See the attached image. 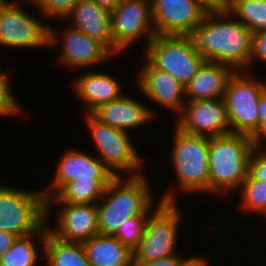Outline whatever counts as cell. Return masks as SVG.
<instances>
[{
  "label": "cell",
  "instance_id": "cell-1",
  "mask_svg": "<svg viewBox=\"0 0 266 266\" xmlns=\"http://www.w3.org/2000/svg\"><path fill=\"white\" fill-rule=\"evenodd\" d=\"M232 17L228 9L209 10L201 24L186 36L195 53L205 60L227 64L236 71H242L250 64L253 34Z\"/></svg>",
  "mask_w": 266,
  "mask_h": 266
},
{
  "label": "cell",
  "instance_id": "cell-2",
  "mask_svg": "<svg viewBox=\"0 0 266 266\" xmlns=\"http://www.w3.org/2000/svg\"><path fill=\"white\" fill-rule=\"evenodd\" d=\"M116 176L104 189L97 204L98 229L101 235L113 236L125 219L149 216L153 193L144 175Z\"/></svg>",
  "mask_w": 266,
  "mask_h": 266
},
{
  "label": "cell",
  "instance_id": "cell-3",
  "mask_svg": "<svg viewBox=\"0 0 266 266\" xmlns=\"http://www.w3.org/2000/svg\"><path fill=\"white\" fill-rule=\"evenodd\" d=\"M252 137L229 133L209 137V192H230L242 187L248 176Z\"/></svg>",
  "mask_w": 266,
  "mask_h": 266
},
{
  "label": "cell",
  "instance_id": "cell-4",
  "mask_svg": "<svg viewBox=\"0 0 266 266\" xmlns=\"http://www.w3.org/2000/svg\"><path fill=\"white\" fill-rule=\"evenodd\" d=\"M164 194L148 216L144 235L133 251V261L149 262L178 255L175 246L180 212L173 190Z\"/></svg>",
  "mask_w": 266,
  "mask_h": 266
},
{
  "label": "cell",
  "instance_id": "cell-5",
  "mask_svg": "<svg viewBox=\"0 0 266 266\" xmlns=\"http://www.w3.org/2000/svg\"><path fill=\"white\" fill-rule=\"evenodd\" d=\"M172 162L181 191H209V137L174 127Z\"/></svg>",
  "mask_w": 266,
  "mask_h": 266
},
{
  "label": "cell",
  "instance_id": "cell-6",
  "mask_svg": "<svg viewBox=\"0 0 266 266\" xmlns=\"http://www.w3.org/2000/svg\"><path fill=\"white\" fill-rule=\"evenodd\" d=\"M43 190L24 191L0 184V230L17 237L37 233L48 222Z\"/></svg>",
  "mask_w": 266,
  "mask_h": 266
},
{
  "label": "cell",
  "instance_id": "cell-7",
  "mask_svg": "<svg viewBox=\"0 0 266 266\" xmlns=\"http://www.w3.org/2000/svg\"><path fill=\"white\" fill-rule=\"evenodd\" d=\"M154 68L168 72L186 86L205 60L196 54L186 35H155L144 51Z\"/></svg>",
  "mask_w": 266,
  "mask_h": 266
},
{
  "label": "cell",
  "instance_id": "cell-8",
  "mask_svg": "<svg viewBox=\"0 0 266 266\" xmlns=\"http://www.w3.org/2000/svg\"><path fill=\"white\" fill-rule=\"evenodd\" d=\"M239 72L235 71L229 79L223 98L231 133L253 137L259 128L258 104L266 91V82L246 78Z\"/></svg>",
  "mask_w": 266,
  "mask_h": 266
},
{
  "label": "cell",
  "instance_id": "cell-9",
  "mask_svg": "<svg viewBox=\"0 0 266 266\" xmlns=\"http://www.w3.org/2000/svg\"><path fill=\"white\" fill-rule=\"evenodd\" d=\"M86 123L97 147L98 158L115 176H123L117 171L132 172L130 176L142 175V159L130 140L128 132L101 123L92 114L86 113ZM117 170V171H116ZM140 172V173H139Z\"/></svg>",
  "mask_w": 266,
  "mask_h": 266
},
{
  "label": "cell",
  "instance_id": "cell-10",
  "mask_svg": "<svg viewBox=\"0 0 266 266\" xmlns=\"http://www.w3.org/2000/svg\"><path fill=\"white\" fill-rule=\"evenodd\" d=\"M10 1L0 10V45L34 48L58 44L55 29L23 11Z\"/></svg>",
  "mask_w": 266,
  "mask_h": 266
},
{
  "label": "cell",
  "instance_id": "cell-11",
  "mask_svg": "<svg viewBox=\"0 0 266 266\" xmlns=\"http://www.w3.org/2000/svg\"><path fill=\"white\" fill-rule=\"evenodd\" d=\"M150 22H153L151 1L122 0L111 12L113 55L125 50L144 33L147 46L156 35Z\"/></svg>",
  "mask_w": 266,
  "mask_h": 266
},
{
  "label": "cell",
  "instance_id": "cell-12",
  "mask_svg": "<svg viewBox=\"0 0 266 266\" xmlns=\"http://www.w3.org/2000/svg\"><path fill=\"white\" fill-rule=\"evenodd\" d=\"M208 11L198 0H151L156 35H187L201 24Z\"/></svg>",
  "mask_w": 266,
  "mask_h": 266
},
{
  "label": "cell",
  "instance_id": "cell-13",
  "mask_svg": "<svg viewBox=\"0 0 266 266\" xmlns=\"http://www.w3.org/2000/svg\"><path fill=\"white\" fill-rule=\"evenodd\" d=\"M175 124L184 132L207 137L231 133L224 98L185 103Z\"/></svg>",
  "mask_w": 266,
  "mask_h": 266
},
{
  "label": "cell",
  "instance_id": "cell-14",
  "mask_svg": "<svg viewBox=\"0 0 266 266\" xmlns=\"http://www.w3.org/2000/svg\"><path fill=\"white\" fill-rule=\"evenodd\" d=\"M116 176L98 158L86 152L67 151L60 159L55 177L48 190H43L46 201L55 196L67 183L71 181H112Z\"/></svg>",
  "mask_w": 266,
  "mask_h": 266
},
{
  "label": "cell",
  "instance_id": "cell-15",
  "mask_svg": "<svg viewBox=\"0 0 266 266\" xmlns=\"http://www.w3.org/2000/svg\"><path fill=\"white\" fill-rule=\"evenodd\" d=\"M60 203L63 207L57 214V229L48 227L55 237L83 243L99 234L97 204Z\"/></svg>",
  "mask_w": 266,
  "mask_h": 266
},
{
  "label": "cell",
  "instance_id": "cell-16",
  "mask_svg": "<svg viewBox=\"0 0 266 266\" xmlns=\"http://www.w3.org/2000/svg\"><path fill=\"white\" fill-rule=\"evenodd\" d=\"M143 68L138 72L139 89L154 103L166 109L177 111L179 115L185 105V86L173 78L168 72L154 68L146 59ZM184 95V96H183Z\"/></svg>",
  "mask_w": 266,
  "mask_h": 266
},
{
  "label": "cell",
  "instance_id": "cell-17",
  "mask_svg": "<svg viewBox=\"0 0 266 266\" xmlns=\"http://www.w3.org/2000/svg\"><path fill=\"white\" fill-rule=\"evenodd\" d=\"M101 123L128 132L146 124L154 116L152 109L123 94L119 99L100 105L91 113Z\"/></svg>",
  "mask_w": 266,
  "mask_h": 266
},
{
  "label": "cell",
  "instance_id": "cell-18",
  "mask_svg": "<svg viewBox=\"0 0 266 266\" xmlns=\"http://www.w3.org/2000/svg\"><path fill=\"white\" fill-rule=\"evenodd\" d=\"M59 61L69 67H86L100 63L112 56V52L97 39L71 27L64 31Z\"/></svg>",
  "mask_w": 266,
  "mask_h": 266
},
{
  "label": "cell",
  "instance_id": "cell-19",
  "mask_svg": "<svg viewBox=\"0 0 266 266\" xmlns=\"http://www.w3.org/2000/svg\"><path fill=\"white\" fill-rule=\"evenodd\" d=\"M236 70L230 65L204 60L185 86L186 102L223 98L229 79Z\"/></svg>",
  "mask_w": 266,
  "mask_h": 266
},
{
  "label": "cell",
  "instance_id": "cell-20",
  "mask_svg": "<svg viewBox=\"0 0 266 266\" xmlns=\"http://www.w3.org/2000/svg\"><path fill=\"white\" fill-rule=\"evenodd\" d=\"M66 18L74 21L71 27L97 39L113 53L111 13L108 10L93 0H79Z\"/></svg>",
  "mask_w": 266,
  "mask_h": 266
},
{
  "label": "cell",
  "instance_id": "cell-21",
  "mask_svg": "<svg viewBox=\"0 0 266 266\" xmlns=\"http://www.w3.org/2000/svg\"><path fill=\"white\" fill-rule=\"evenodd\" d=\"M121 88L119 80L112 75L92 71L78 77L73 84L77 97L87 105V114L102 104L119 99L124 94Z\"/></svg>",
  "mask_w": 266,
  "mask_h": 266
},
{
  "label": "cell",
  "instance_id": "cell-22",
  "mask_svg": "<svg viewBox=\"0 0 266 266\" xmlns=\"http://www.w3.org/2000/svg\"><path fill=\"white\" fill-rule=\"evenodd\" d=\"M82 245L90 266H132L133 251L115 236L97 234Z\"/></svg>",
  "mask_w": 266,
  "mask_h": 266
},
{
  "label": "cell",
  "instance_id": "cell-23",
  "mask_svg": "<svg viewBox=\"0 0 266 266\" xmlns=\"http://www.w3.org/2000/svg\"><path fill=\"white\" fill-rule=\"evenodd\" d=\"M47 266H90L82 243L55 237L46 226V236L38 238Z\"/></svg>",
  "mask_w": 266,
  "mask_h": 266
},
{
  "label": "cell",
  "instance_id": "cell-24",
  "mask_svg": "<svg viewBox=\"0 0 266 266\" xmlns=\"http://www.w3.org/2000/svg\"><path fill=\"white\" fill-rule=\"evenodd\" d=\"M111 181H79L67 183L55 196L46 201V217L53 201L59 203L97 204Z\"/></svg>",
  "mask_w": 266,
  "mask_h": 266
},
{
  "label": "cell",
  "instance_id": "cell-25",
  "mask_svg": "<svg viewBox=\"0 0 266 266\" xmlns=\"http://www.w3.org/2000/svg\"><path fill=\"white\" fill-rule=\"evenodd\" d=\"M45 224L37 233L17 237L13 245L3 254L0 266H34L38 259V249L34 244L37 236H46Z\"/></svg>",
  "mask_w": 266,
  "mask_h": 266
},
{
  "label": "cell",
  "instance_id": "cell-26",
  "mask_svg": "<svg viewBox=\"0 0 266 266\" xmlns=\"http://www.w3.org/2000/svg\"><path fill=\"white\" fill-rule=\"evenodd\" d=\"M228 10L252 34L266 32V0H238Z\"/></svg>",
  "mask_w": 266,
  "mask_h": 266
},
{
  "label": "cell",
  "instance_id": "cell-27",
  "mask_svg": "<svg viewBox=\"0 0 266 266\" xmlns=\"http://www.w3.org/2000/svg\"><path fill=\"white\" fill-rule=\"evenodd\" d=\"M241 191L240 205L243 209L263 216L266 215V182L252 179L249 175L243 182Z\"/></svg>",
  "mask_w": 266,
  "mask_h": 266
},
{
  "label": "cell",
  "instance_id": "cell-28",
  "mask_svg": "<svg viewBox=\"0 0 266 266\" xmlns=\"http://www.w3.org/2000/svg\"><path fill=\"white\" fill-rule=\"evenodd\" d=\"M147 221L148 216H134L125 219L113 236L134 251L144 235Z\"/></svg>",
  "mask_w": 266,
  "mask_h": 266
},
{
  "label": "cell",
  "instance_id": "cell-29",
  "mask_svg": "<svg viewBox=\"0 0 266 266\" xmlns=\"http://www.w3.org/2000/svg\"><path fill=\"white\" fill-rule=\"evenodd\" d=\"M37 6L40 15L65 20L66 16L73 9L79 0H29Z\"/></svg>",
  "mask_w": 266,
  "mask_h": 266
},
{
  "label": "cell",
  "instance_id": "cell-30",
  "mask_svg": "<svg viewBox=\"0 0 266 266\" xmlns=\"http://www.w3.org/2000/svg\"><path fill=\"white\" fill-rule=\"evenodd\" d=\"M8 77L0 70V116H12L19 112V104L8 84ZM13 95V96H12Z\"/></svg>",
  "mask_w": 266,
  "mask_h": 266
},
{
  "label": "cell",
  "instance_id": "cell-31",
  "mask_svg": "<svg viewBox=\"0 0 266 266\" xmlns=\"http://www.w3.org/2000/svg\"><path fill=\"white\" fill-rule=\"evenodd\" d=\"M266 148V147H265ZM248 175L252 179L266 182V149L254 147L249 158Z\"/></svg>",
  "mask_w": 266,
  "mask_h": 266
},
{
  "label": "cell",
  "instance_id": "cell-32",
  "mask_svg": "<svg viewBox=\"0 0 266 266\" xmlns=\"http://www.w3.org/2000/svg\"><path fill=\"white\" fill-rule=\"evenodd\" d=\"M259 128L257 133L252 137L255 147L263 146L262 141L266 139V91L260 96L258 104ZM263 139V140H262Z\"/></svg>",
  "mask_w": 266,
  "mask_h": 266
},
{
  "label": "cell",
  "instance_id": "cell-33",
  "mask_svg": "<svg viewBox=\"0 0 266 266\" xmlns=\"http://www.w3.org/2000/svg\"><path fill=\"white\" fill-rule=\"evenodd\" d=\"M254 58L266 63V32L254 33L252 36L250 65Z\"/></svg>",
  "mask_w": 266,
  "mask_h": 266
},
{
  "label": "cell",
  "instance_id": "cell-34",
  "mask_svg": "<svg viewBox=\"0 0 266 266\" xmlns=\"http://www.w3.org/2000/svg\"><path fill=\"white\" fill-rule=\"evenodd\" d=\"M183 258V256L173 255L149 262L132 261V266H181L187 260Z\"/></svg>",
  "mask_w": 266,
  "mask_h": 266
},
{
  "label": "cell",
  "instance_id": "cell-35",
  "mask_svg": "<svg viewBox=\"0 0 266 266\" xmlns=\"http://www.w3.org/2000/svg\"><path fill=\"white\" fill-rule=\"evenodd\" d=\"M17 236L12 233L0 230V259L3 254L13 245Z\"/></svg>",
  "mask_w": 266,
  "mask_h": 266
},
{
  "label": "cell",
  "instance_id": "cell-36",
  "mask_svg": "<svg viewBox=\"0 0 266 266\" xmlns=\"http://www.w3.org/2000/svg\"><path fill=\"white\" fill-rule=\"evenodd\" d=\"M93 1H95L100 7L108 10L111 13L122 0H93Z\"/></svg>",
  "mask_w": 266,
  "mask_h": 266
},
{
  "label": "cell",
  "instance_id": "cell-37",
  "mask_svg": "<svg viewBox=\"0 0 266 266\" xmlns=\"http://www.w3.org/2000/svg\"><path fill=\"white\" fill-rule=\"evenodd\" d=\"M208 263L201 257H193L187 258V260L181 266H207Z\"/></svg>",
  "mask_w": 266,
  "mask_h": 266
},
{
  "label": "cell",
  "instance_id": "cell-38",
  "mask_svg": "<svg viewBox=\"0 0 266 266\" xmlns=\"http://www.w3.org/2000/svg\"><path fill=\"white\" fill-rule=\"evenodd\" d=\"M209 10L221 9V0H198Z\"/></svg>",
  "mask_w": 266,
  "mask_h": 266
},
{
  "label": "cell",
  "instance_id": "cell-39",
  "mask_svg": "<svg viewBox=\"0 0 266 266\" xmlns=\"http://www.w3.org/2000/svg\"><path fill=\"white\" fill-rule=\"evenodd\" d=\"M238 0H221V9H228Z\"/></svg>",
  "mask_w": 266,
  "mask_h": 266
},
{
  "label": "cell",
  "instance_id": "cell-40",
  "mask_svg": "<svg viewBox=\"0 0 266 266\" xmlns=\"http://www.w3.org/2000/svg\"><path fill=\"white\" fill-rule=\"evenodd\" d=\"M6 0H0V10L7 4Z\"/></svg>",
  "mask_w": 266,
  "mask_h": 266
}]
</instances>
